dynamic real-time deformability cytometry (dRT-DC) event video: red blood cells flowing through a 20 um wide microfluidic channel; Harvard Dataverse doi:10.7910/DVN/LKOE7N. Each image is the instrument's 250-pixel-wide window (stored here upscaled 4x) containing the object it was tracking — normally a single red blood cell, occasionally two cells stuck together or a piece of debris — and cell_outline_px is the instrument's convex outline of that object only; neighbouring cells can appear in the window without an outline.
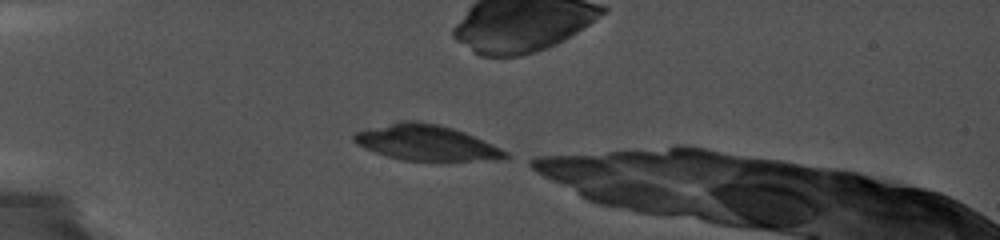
{"species": "common noctule bat (a hibernating species)", "species_latin": "Nyctalus noctula", "temperature_condition": "cold", "stored_images_in_passage": 9, "camera_frame_rate_fps": 5000, "um_per_image_px": 0.085, "animal": {"sex": "female", "body_mass_g": 19.0, "forearm_length_mm": 56.7}, "frame": {"image": 1, "passage_image": 1, "time_ms": 0.0, "image_size_px": [1000, 240], "cell_outline_px": [[512, 156], [504, 160], [404, 160], [388, 156], [364, 148], [356, 144], [352, 140], [352, 136], [356, 132], [396, 120], [416, 120], [440, 124], [464, 132], [492, 144], [508, 152]], "centroid_in_image_um": [36.23, 12.11], "position_along_channel_um": 48.8, "area_um2": 31.44}}